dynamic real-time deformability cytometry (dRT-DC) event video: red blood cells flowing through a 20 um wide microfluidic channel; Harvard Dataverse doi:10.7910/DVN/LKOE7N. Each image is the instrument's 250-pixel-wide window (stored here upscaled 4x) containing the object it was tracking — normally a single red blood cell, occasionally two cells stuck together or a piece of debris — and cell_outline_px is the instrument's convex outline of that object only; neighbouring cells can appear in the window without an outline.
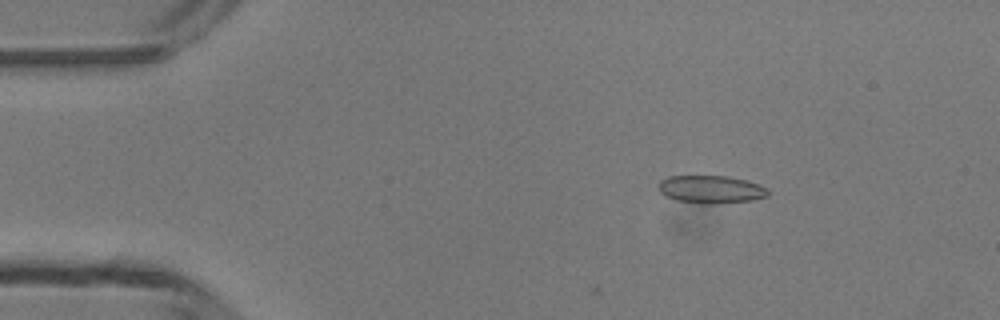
{"species": "common noctule bat (a hibernating species)", "species_latin": "Nyctalus noctula", "temperature_condition": "room temperature", "stored_images_in_passage": 8, "camera_frame_rate_fps": 3000, "um_per_image_px": 0.085, "animal": {"sex": "male", "body_mass_g": 13.3}, "frame": {"image": 1, "passage_image": 8, "time_ms": 2.333, "image_size_px": [1000, 320], "cell_outline_px": [[768, 196], [752, 200], [712, 204], [704, 204], [676, 200], [664, 196], [660, 192], [660, 180], [668, 176], [728, 176], [760, 184], [768, 188]], "centroid_in_image_um": [60.44, 16.1], "position_along_channel_um": 24.6, "area_um2": 17.74}}